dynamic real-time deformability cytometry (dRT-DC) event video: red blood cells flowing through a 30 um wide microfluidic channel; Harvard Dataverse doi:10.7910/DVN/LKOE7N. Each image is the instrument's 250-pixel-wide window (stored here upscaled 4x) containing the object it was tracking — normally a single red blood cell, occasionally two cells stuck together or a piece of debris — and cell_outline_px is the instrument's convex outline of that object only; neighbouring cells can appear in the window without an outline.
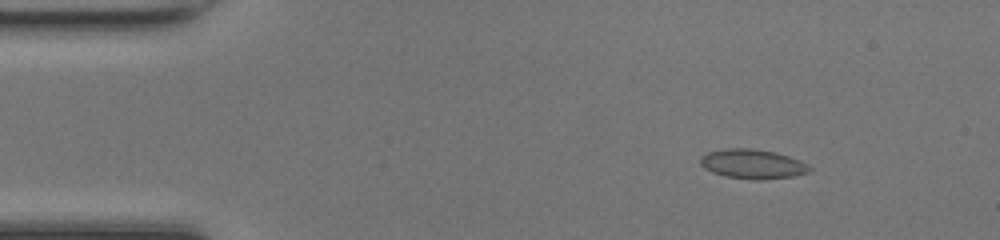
{"species": "common noctule bat (a hibernating species)", "species_latin": "Nyctalus noctula", "temperature_condition": "room temperature", "stored_images_in_passage": 48, "camera_frame_rate_fps": 3000, "um_per_image_px": 0.085, "animal": {"sex": "female", "body_mass_g": 17.0, "forearm_length_mm": 48.0}, "frame": {"image": 1, "passage_image": 6, "time_ms": 1.667, "image_size_px": [1000, 240], "cell_outline_px": [[812, 168], [808, 172], [792, 176], [760, 180], [756, 180], [728, 176], [712, 172], [704, 168], [700, 164], [700, 156], [708, 152], [728, 148], [752, 148], [776, 152], [800, 160], [808, 164]], "centroid_in_image_um": [63.97, 13.93], "position_along_channel_um": 21.0, "area_um2": 18.67}}
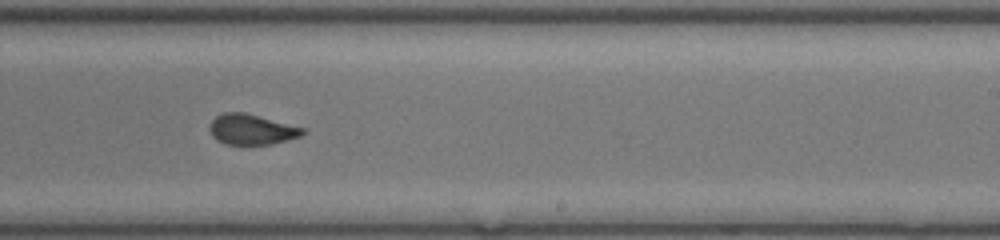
{"frame": {"image": 2, "passage_image": 29, "time_ms": 9.333, "image_size_px": [1000, 240], "cell_outline_px": [[304, 132], [300, 136], [288, 140], [272, 144], [224, 144], [212, 136], [208, 128], [212, 120], [216, 116], [224, 112], [244, 112], [304, 128]], "centroid_in_image_um": [21.35, 11.0], "position_along_channel_um": 267.7, "area_um2": 16.36}}
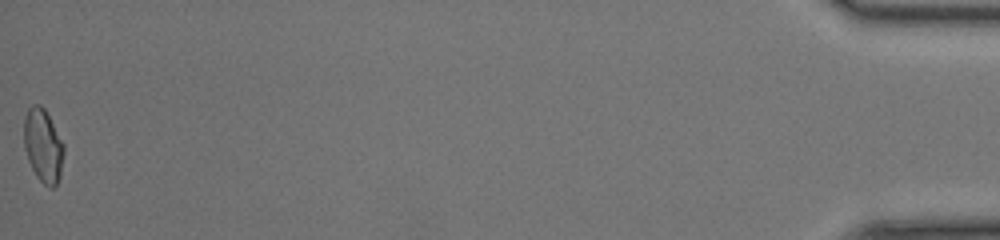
{"frame": {"image": 3, "passage_image": 48, "time_ms": 15.667, "image_size_px": [1000, 240], "cell_outline_px": [[64, 152], [60, 176], [56, 184], [52, 188], [48, 188], [36, 176], [28, 160], [24, 148], [24, 116], [28, 108], [32, 104], [40, 104], [44, 108], [64, 144]], "centroid_in_image_um": [3.65, 12.37], "position_along_channel_um": 431.5, "area_um2": 17.11}}